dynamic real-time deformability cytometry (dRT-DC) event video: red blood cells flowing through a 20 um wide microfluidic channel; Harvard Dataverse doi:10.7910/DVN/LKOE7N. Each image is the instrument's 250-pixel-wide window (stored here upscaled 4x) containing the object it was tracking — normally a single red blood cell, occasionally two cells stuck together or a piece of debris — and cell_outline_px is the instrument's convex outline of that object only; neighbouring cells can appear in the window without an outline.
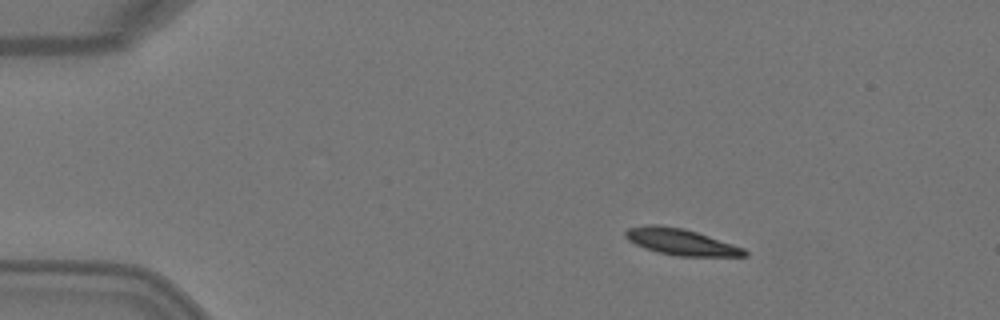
{"species": "Egyptian fruit bat (a non-hibernating species)", "species_latin": "Rousettus aegyptiacus", "temperature_condition": "warm", "stored_images_in_passage": 3, "camera_frame_rate_fps": 3000, "um_per_image_px": 0.085, "animal": {"sex": "female"}, "frame": {"image": 1, "passage_image": 1, "time_ms": 0.0, "image_size_px": [1000, 320], "cell_outline_px": [[748, 256], [676, 256], [644, 248], [628, 240], [624, 236], [624, 232], [628, 228], [644, 224], [660, 224], [684, 228], [744, 248], [748, 252]], "centroid_in_image_um": [57.84, 20.54], "position_along_channel_um": 27.2, "area_um2": 18.26}}